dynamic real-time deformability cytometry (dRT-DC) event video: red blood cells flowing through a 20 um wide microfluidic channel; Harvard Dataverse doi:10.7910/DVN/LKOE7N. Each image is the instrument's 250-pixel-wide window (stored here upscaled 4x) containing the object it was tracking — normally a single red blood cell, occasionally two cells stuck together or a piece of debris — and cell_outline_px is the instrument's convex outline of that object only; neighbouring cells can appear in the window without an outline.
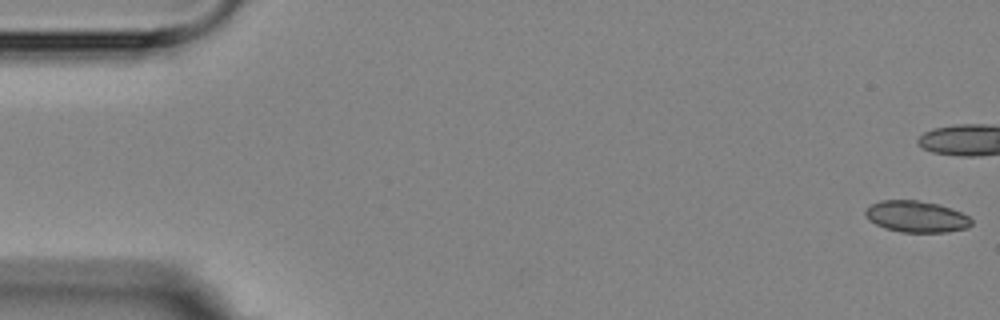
{"species": "Egyptian fruit bat (a non-hibernating species)", "species_latin": "Rousettus aegyptiacus", "temperature_condition": "room temperature", "stored_images_in_passage": 5, "camera_frame_rate_fps": 3000, "um_per_image_px": 0.085, "animal": {"sex": "female"}, "frame": {"image": 1, "passage_image": 1, "time_ms": 0.0, "image_size_px": [1000, 320], "cell_outline_px": [[972, 224], [968, 228], [948, 232], [900, 232], [884, 228], [868, 220], [864, 212], [872, 204], [880, 200], [916, 200], [940, 204], [960, 212], [968, 216], [972, 220]], "centroid_in_image_um": [77.9, 18.41], "position_along_channel_um": 7.1, "area_um2": 19.48}}
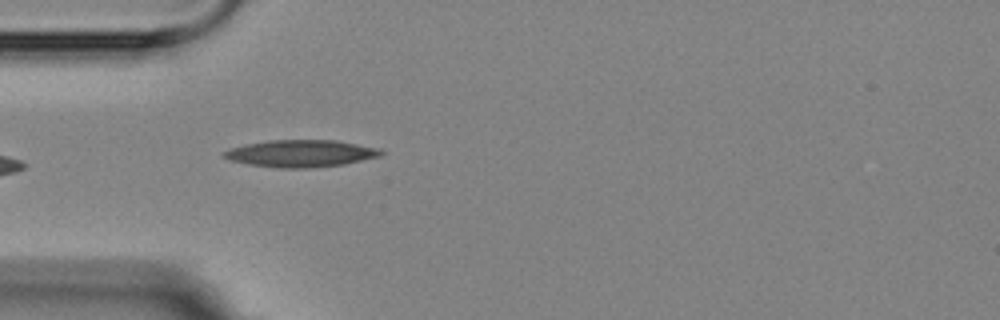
{"frame": {"image": 2, "passage_image": 5, "time_ms": 6.0, "image_size_px": [1000, 320], "cell_outline_px": [[384, 156], [344, 164], [308, 168], [280, 168], [248, 164], [228, 160], [224, 156], [224, 152], [232, 148], [244, 144], [268, 140], [336, 140], [380, 148], [384, 152]], "centroid_in_image_um": [25.62, 13.04], "position_along_channel_um": 59.4, "area_um2": 24.91}}